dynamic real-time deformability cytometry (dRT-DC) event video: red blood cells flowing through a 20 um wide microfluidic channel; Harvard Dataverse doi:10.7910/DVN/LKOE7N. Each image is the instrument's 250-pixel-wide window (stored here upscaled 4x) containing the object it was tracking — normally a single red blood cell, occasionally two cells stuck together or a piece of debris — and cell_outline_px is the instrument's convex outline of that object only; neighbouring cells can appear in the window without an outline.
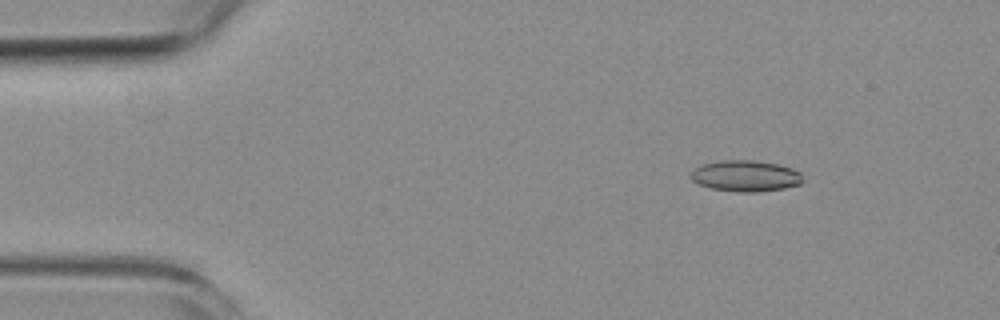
{"species": "common noctule bat (a hibernating species)", "species_latin": "Nyctalus noctula", "temperature_condition": "room temperature", "stored_images_in_passage": 4, "camera_frame_rate_fps": 3000, "um_per_image_px": 0.085, "animal": {"sex": "female", "body_mass_g": 19.3, "forearm_length_mm": 54.1}, "frame": {"image": 1, "passage_image": 1, "time_ms": 0.0, "image_size_px": [1000, 320], "cell_outline_px": [[804, 180], [800, 184], [784, 188], [756, 192], [740, 192], [712, 188], [700, 184], [692, 180], [692, 172], [696, 168], [704, 164], [720, 160], [756, 160], [776, 164], [792, 168], [800, 172]], "centroid_in_image_um": [63.42, 14.95], "position_along_channel_um": 21.6, "area_um2": 20.11}}
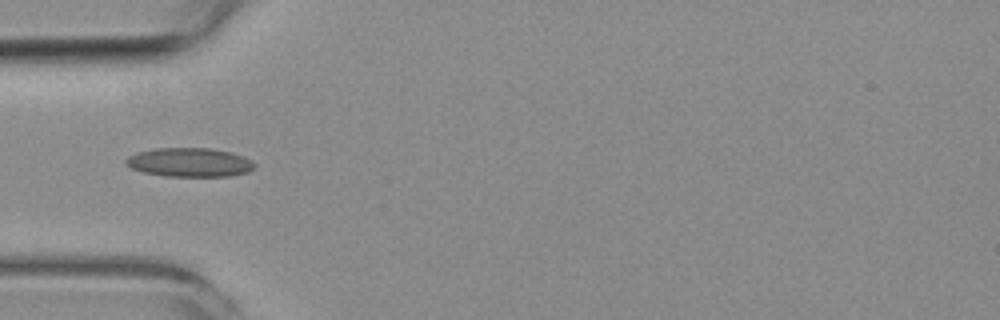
{"frame": {"image": 2, "passage_image": 4, "time_ms": 3.333, "image_size_px": [1000, 320], "cell_outline_px": [[256, 168], [248, 172], [228, 176], [164, 176], [144, 172], [132, 168], [124, 164], [124, 160], [128, 156], [136, 152], [156, 148], [212, 148], [232, 152], [244, 156], [252, 160], [256, 164]], "centroid_in_image_um": [16.13, 13.79], "position_along_channel_um": 68.9, "area_um2": 21.96}}